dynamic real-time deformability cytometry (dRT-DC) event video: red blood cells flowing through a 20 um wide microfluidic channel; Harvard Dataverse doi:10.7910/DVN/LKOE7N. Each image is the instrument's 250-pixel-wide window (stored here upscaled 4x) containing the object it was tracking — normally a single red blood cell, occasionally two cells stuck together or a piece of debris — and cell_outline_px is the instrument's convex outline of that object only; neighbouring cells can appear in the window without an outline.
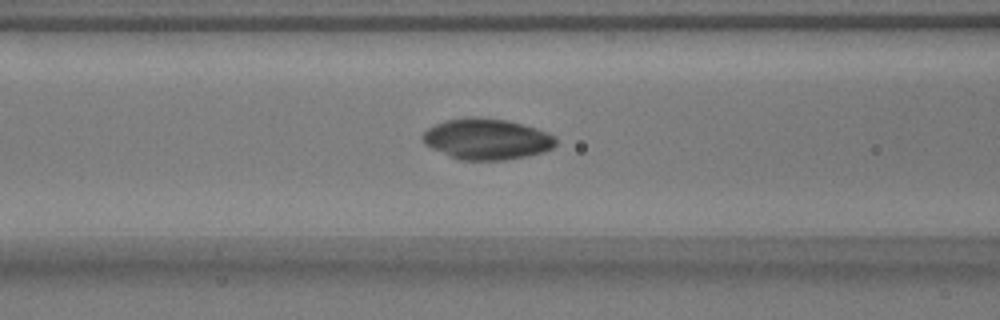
{"species": "common noctule bat (a hibernating species)", "species_latin": "Nyctalus noctula", "temperature_condition": "warm", "stored_images_in_passage": 35, "camera_frame_rate_fps": 3000, "um_per_image_px": 0.085, "animal": {"sex": "male", "body_mass_g": 17.9}, "frame": {"image": 1, "passage_image": 14, "time_ms": 4.333, "image_size_px": [1000, 320], "cell_outline_px": [[556, 144], [552, 148], [544, 152], [528, 156], [504, 160], [460, 160], [448, 156], [424, 144], [424, 132], [428, 128], [436, 124], [448, 120], [468, 116], [476, 116], [508, 120], [536, 128], [548, 132], [556, 136]], "centroid_in_image_um": [41.41, 11.82], "position_along_channel_um": 125.2, "area_um2": 31.91}}
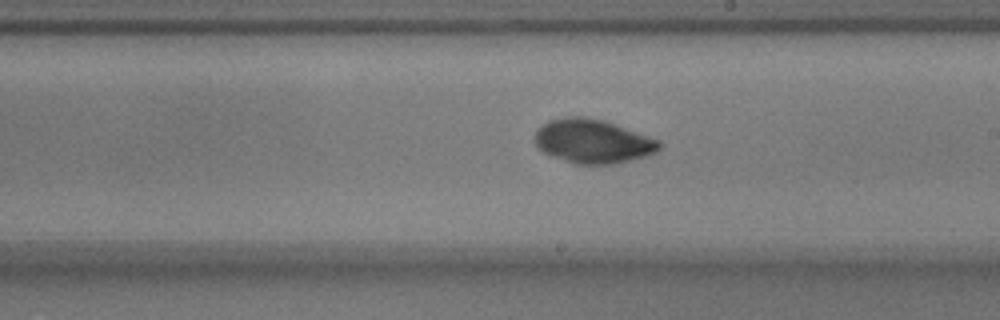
{"frame": {"image": 2, "passage_image": 23, "time_ms": 7.333, "image_size_px": [1000, 320], "cell_outline_px": [[664, 144], [656, 152], [648, 156], [612, 164], [576, 164], [552, 156], [544, 152], [536, 144], [536, 128], [548, 120], [564, 116], [588, 116], [604, 120], [660, 140]], "centroid_in_image_um": [50.41, 11.99], "position_along_channel_um": 238.6, "area_um2": 32.08}}
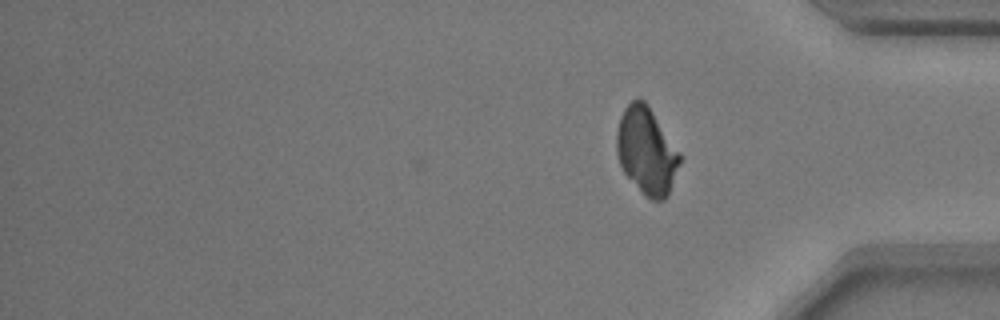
{"frame": {"image": 3, "passage_image": 35, "time_ms": 11.333, "image_size_px": [1000, 320], "cell_outline_px": [[680, 164], [668, 196], [664, 200], [652, 200], [644, 196], [624, 172], [620, 164], [616, 152], [616, 132], [620, 116], [624, 108], [636, 96], [644, 100], [648, 104], [680, 152]], "centroid_in_image_um": [54.95, 12.81], "position_along_channel_um": 380.3, "area_um2": 32.25}}